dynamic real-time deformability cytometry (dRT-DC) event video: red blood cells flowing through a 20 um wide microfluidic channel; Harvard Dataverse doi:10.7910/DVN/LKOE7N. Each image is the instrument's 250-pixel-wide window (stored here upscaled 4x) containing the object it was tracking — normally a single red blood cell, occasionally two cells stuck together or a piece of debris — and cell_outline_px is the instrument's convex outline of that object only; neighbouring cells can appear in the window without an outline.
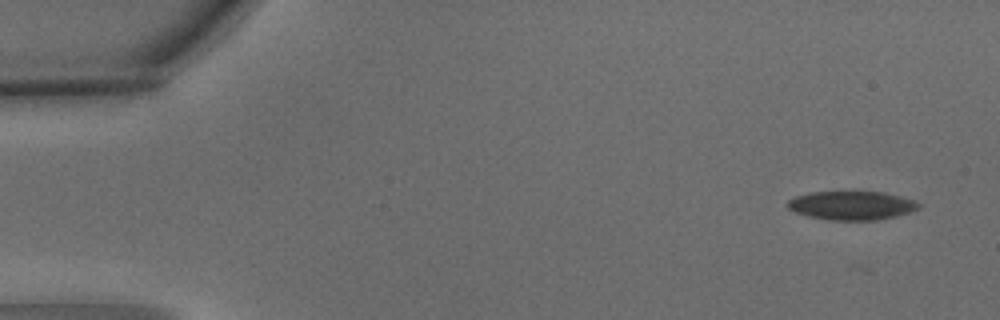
{"species": "common noctule bat (a hibernating species)", "species_latin": "Nyctalus noctula", "temperature_condition": "warm", "stored_images_in_passage": 3, "camera_frame_rate_fps": 3000, "um_per_image_px": 0.085, "animal": {"sex": "male", "body_mass_g": 15.6}, "frame": {"image": 1, "passage_image": 1, "time_ms": 0.0, "image_size_px": [1000, 320], "cell_outline_px": [[920, 208], [912, 212], [896, 216], [876, 220], [828, 220], [808, 216], [796, 212], [788, 208], [788, 200], [796, 196], [812, 192], [856, 188], [884, 192], [916, 200], [920, 204]], "centroid_in_image_um": [72.43, 17.41], "position_along_channel_um": 12.6, "area_um2": 23.0}}